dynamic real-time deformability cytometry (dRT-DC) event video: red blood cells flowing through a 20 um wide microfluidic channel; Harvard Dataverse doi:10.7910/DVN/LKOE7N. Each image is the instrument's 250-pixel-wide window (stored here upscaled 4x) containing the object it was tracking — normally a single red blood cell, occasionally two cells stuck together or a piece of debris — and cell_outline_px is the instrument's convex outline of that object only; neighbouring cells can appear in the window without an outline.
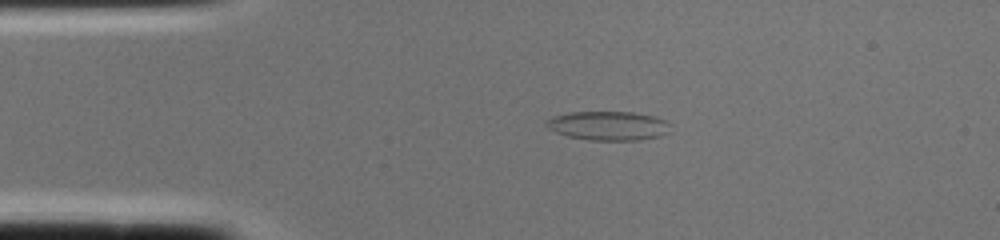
{"species": "common noctule bat (a hibernating species)", "species_latin": "Nyctalus noctula", "temperature_condition": "cold", "stored_images_in_passage": 1, "camera_frame_rate_fps": 3000, "um_per_image_px": 0.085, "animal": {"sex": "female", "body_mass_g": 22.0, "forearm_length_mm": 56.7}, "frame": {"image": 1, "passage_image": 1, "time_ms": 0.0, "image_size_px": [1000, 240], "cell_outline_px": [[668, 132], [660, 136], [640, 140], [588, 140], [568, 136], [556, 132], [548, 128], [544, 124], [544, 120], [552, 116], [572, 112], [632, 112], [656, 116], [664, 120], [668, 124]], "centroid_in_image_um": [51.66, 10.68], "position_along_channel_um": 33.3, "area_um2": 21.04}}